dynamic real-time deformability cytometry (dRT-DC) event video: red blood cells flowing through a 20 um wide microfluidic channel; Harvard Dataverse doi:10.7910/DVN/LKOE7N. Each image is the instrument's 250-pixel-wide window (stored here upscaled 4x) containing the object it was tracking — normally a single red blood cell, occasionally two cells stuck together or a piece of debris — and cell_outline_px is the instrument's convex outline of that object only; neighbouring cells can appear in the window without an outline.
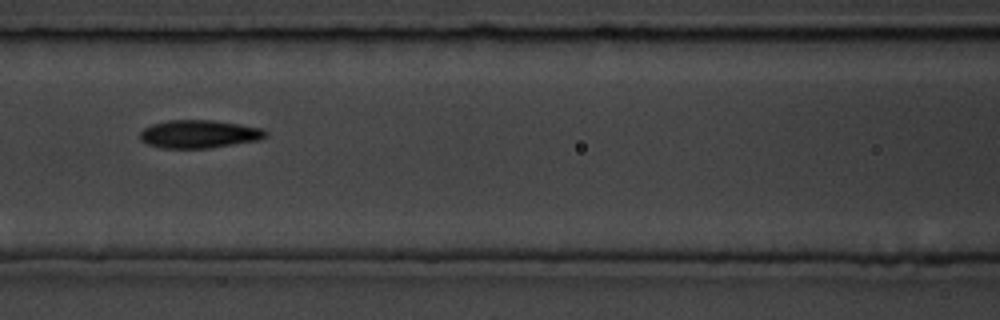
{"species": "common noctule bat (a hibernating species)", "species_latin": "Nyctalus noctula", "temperature_condition": "room temperature", "stored_images_in_passage": 9, "camera_frame_rate_fps": 3000, "um_per_image_px": 0.085, "animal": {"sex": "male", "body_mass_g": 19.5, "forearm_length_mm": 54.6}, "frame": {"image": 1, "passage_image": 7, "time_ms": 7.667, "image_size_px": [1000, 320], "cell_outline_px": [[268, 136], [260, 140], [208, 148], [160, 148], [148, 144], [140, 140], [140, 132], [144, 128], [152, 124], [168, 120], [212, 120], [240, 124], [264, 128], [268, 132]], "centroid_in_image_um": [16.95, 11.39], "position_along_channel_um": 149.6, "area_um2": 20.69}}